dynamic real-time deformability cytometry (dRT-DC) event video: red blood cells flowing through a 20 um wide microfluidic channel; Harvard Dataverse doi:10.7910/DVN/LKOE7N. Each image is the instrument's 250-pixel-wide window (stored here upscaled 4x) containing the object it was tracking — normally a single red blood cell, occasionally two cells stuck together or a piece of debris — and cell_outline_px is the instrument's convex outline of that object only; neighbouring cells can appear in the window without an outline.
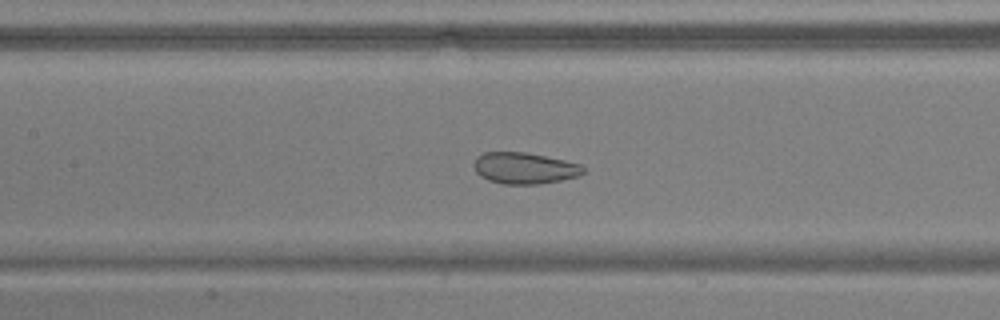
{"species": "common noctule bat (a hibernating species)", "species_latin": "Nyctalus noctula", "temperature_condition": "warm", "stored_images_in_passage": 51, "camera_frame_rate_fps": 3000, "um_per_image_px": 0.085, "animal": {"sex": "male", "body_mass_g": 17.9, "forearm_length_mm": 54.2}, "frame": {"image": 1, "passage_image": 23, "time_ms": 7.333, "image_size_px": [1000, 320], "cell_outline_px": [[584, 172], [580, 176], [560, 180], [536, 184], [504, 184], [488, 180], [480, 176], [476, 172], [472, 164], [476, 156], [484, 152], [524, 152], [564, 160], [580, 164], [584, 168]], "centroid_in_image_um": [44.54, 14.29], "position_along_channel_um": 162.9, "area_um2": 20.0}}
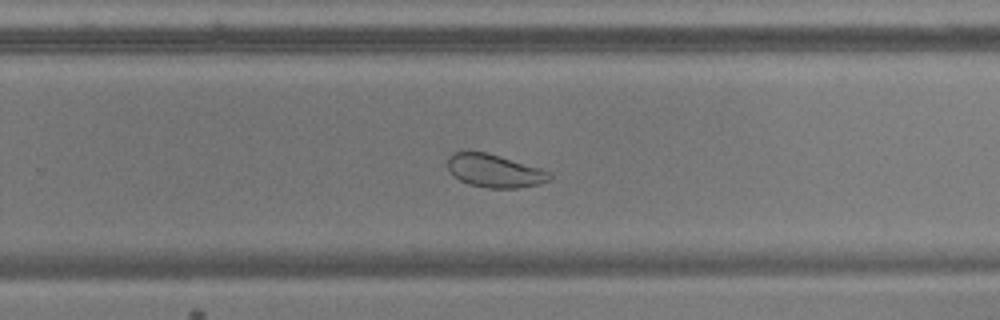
{"frame": {"image": 2, "passage_image": 33, "time_ms": 10.667, "image_size_px": [1000, 320], "cell_outline_px": [[552, 176], [548, 180], [540, 184], [520, 188], [488, 188], [468, 184], [452, 176], [448, 168], [448, 156], [452, 152], [484, 152], [540, 168], [552, 172]], "centroid_in_image_um": [42.03, 14.54], "position_along_channel_um": 287.8, "area_um2": 19.59}}
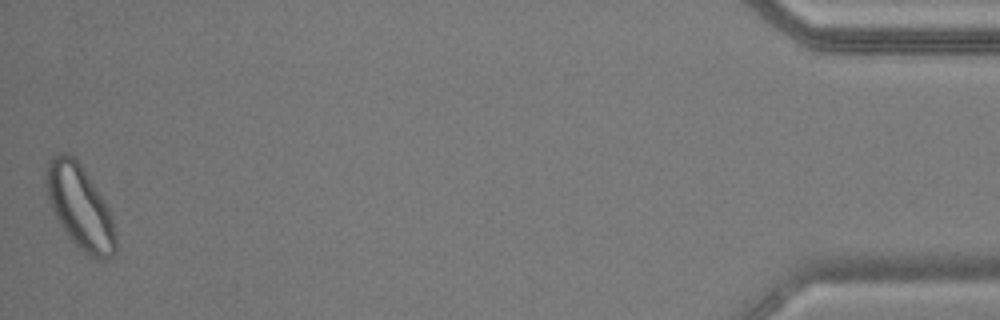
{"frame": {"image": 3, "passage_image": 51, "time_ms": 16.667, "image_size_px": [1000, 320], "cell_outline_px": [[116, 252], [112, 256], [104, 260], [96, 260], [84, 252], [68, 236], [60, 224], [48, 200], [44, 184], [48, 160], [56, 152], [68, 152], [80, 164], [104, 200], [108, 208], [112, 220], [116, 236]], "centroid_in_image_um": [6.77, 17.58], "position_along_channel_um": 428.4, "area_um2": 33.81}, "authors_computed_cell_mechanics": {"area_um2": 27.2816, "velocity_mm_per_s": 3.7758, "shape_relaxation_time_tau1_ms": null, "shape_relaxation_time_tau2_ms": 1.0877, "deformation_change_tau1": null, "deformation_change_tau2": 0.0583}}